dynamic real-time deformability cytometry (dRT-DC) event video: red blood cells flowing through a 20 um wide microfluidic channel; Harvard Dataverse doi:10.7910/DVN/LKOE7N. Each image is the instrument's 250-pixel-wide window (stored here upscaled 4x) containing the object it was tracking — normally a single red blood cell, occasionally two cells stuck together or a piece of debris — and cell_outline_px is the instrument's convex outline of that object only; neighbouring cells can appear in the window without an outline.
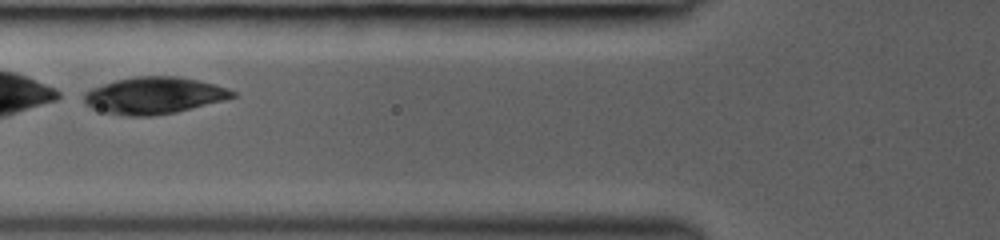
{"species": "common noctule bat (a hibernating species)", "species_latin": "Nyctalus noctula", "temperature_condition": "room temperature", "stored_images_in_passage": 6, "camera_frame_rate_fps": 3000, "um_per_image_px": 0.085, "animal": {"sex": "female", "body_mass_g": 19.0, "forearm_length_mm": 53.3}, "frame": {"image": 1, "passage_image": 5, "time_ms": 5.0, "image_size_px": [1000, 240], "cell_outline_px": [[236, 96], [224, 100], [176, 112], [152, 116], [128, 116], [104, 112], [92, 108], [84, 104], [84, 92], [92, 88], [116, 80], [136, 76], [180, 76], [200, 80], [216, 84], [228, 88], [236, 92]], "centroid_in_image_um": [13.11, 8.11], "position_along_channel_um": 112.7, "area_um2": 31.96}}
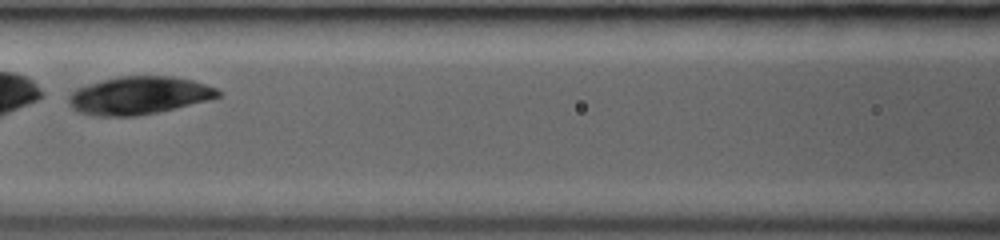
{"frame": {"image": 2, "passage_image": 6, "time_ms": 6.0, "image_size_px": [1000, 240], "cell_outline_px": [[220, 96], [208, 100], [176, 108], [136, 116], [96, 116], [80, 112], [72, 108], [68, 104], [68, 96], [76, 88], [104, 80], [120, 76], [172, 76], [192, 80], [216, 88], [220, 92]], "centroid_in_image_um": [11.79, 8.12], "position_along_channel_um": 154.8, "area_um2": 32.71}}